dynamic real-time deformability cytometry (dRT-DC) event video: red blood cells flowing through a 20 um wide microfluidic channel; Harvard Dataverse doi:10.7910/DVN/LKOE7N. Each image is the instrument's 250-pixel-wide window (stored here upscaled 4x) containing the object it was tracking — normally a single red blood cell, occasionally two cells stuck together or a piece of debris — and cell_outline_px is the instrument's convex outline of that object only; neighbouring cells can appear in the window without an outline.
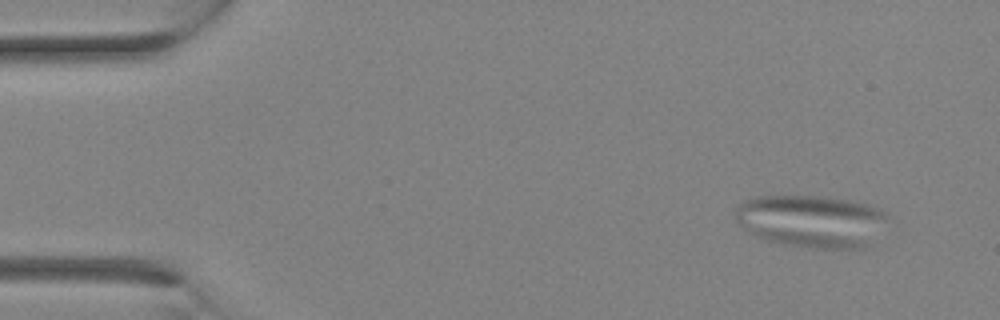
{"species": "Egyptian fruit bat (a non-hibernating species)", "species_latin": "Rousettus aegyptiacus", "temperature_condition": "room temperature", "stored_images_in_passage": 9, "camera_frame_rate_fps": 3000, "um_per_image_px": 0.085, "animal": {"sex": "female"}, "frame": {"image": 1, "passage_image": 1, "time_ms": 0.0, "image_size_px": [1000, 320], "cell_outline_px": [[888, 216], [872, 244], [864, 248], [808, 248], [784, 244], [764, 240], [756, 236], [744, 228], [736, 220], [736, 208], [744, 200], [756, 196], [816, 196], [848, 200], [868, 204], [880, 208]], "centroid_in_image_um": [68.98, 18.8], "position_along_channel_um": 16.0, "area_um2": 46.59}}
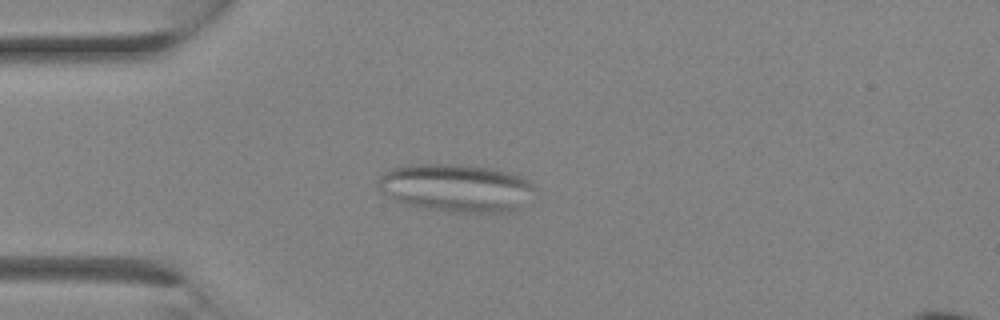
{"frame": {"image": 2, "passage_image": 6, "time_ms": 1.667, "image_size_px": [1000, 320], "cell_outline_px": [[540, 192], [520, 208], [508, 212], [452, 212], [424, 208], [408, 204], [396, 200], [380, 192], [376, 188], [376, 184], [380, 176], [384, 172], [400, 164], [464, 164], [492, 168], [508, 172], [520, 176], [528, 180]], "centroid_in_image_um": [38.8, 15.96], "position_along_channel_um": 46.2, "area_um2": 44.62}}